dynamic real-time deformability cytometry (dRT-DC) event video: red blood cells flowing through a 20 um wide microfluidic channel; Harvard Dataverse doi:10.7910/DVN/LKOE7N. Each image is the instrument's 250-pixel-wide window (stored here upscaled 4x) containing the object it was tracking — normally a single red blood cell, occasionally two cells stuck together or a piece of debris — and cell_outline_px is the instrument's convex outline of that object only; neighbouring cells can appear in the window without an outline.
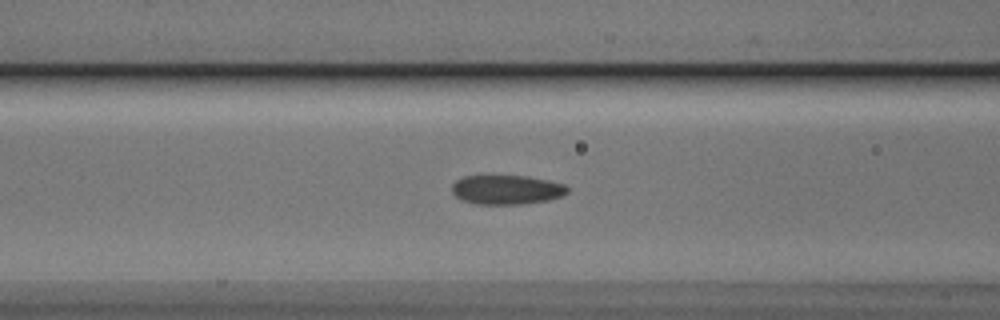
{"species": "Egyptian fruit bat (a non-hibernating species)", "species_latin": "Rousettus aegyptiacus", "temperature_condition": "cold", "stored_images_in_passage": 54, "camera_frame_rate_fps": 3000, "um_per_image_px": 0.085, "animal": {"sex": "male"}, "frame": {"image": 1, "passage_image": 22, "time_ms": 7.0, "image_size_px": [1000, 320], "cell_outline_px": [[568, 192], [560, 196], [548, 200], [524, 204], [476, 204], [460, 200], [452, 192], [452, 184], [456, 180], [464, 176], [524, 176], [548, 180], [564, 184], [568, 188]], "centroid_in_image_um": [43.04, 16.13], "position_along_channel_um": 123.6, "area_um2": 19.71}}
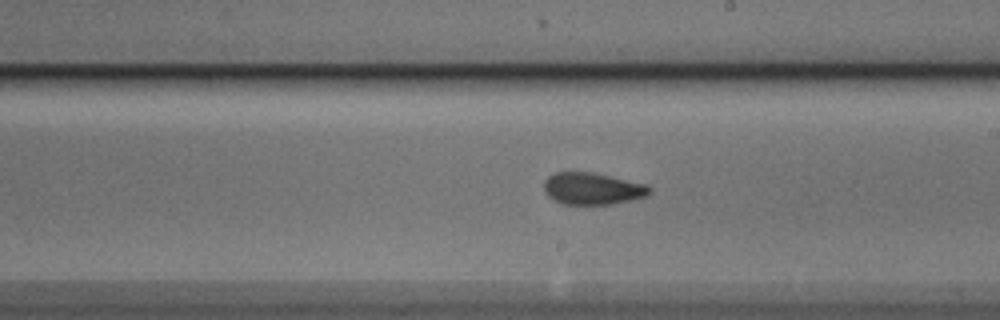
{"frame": {"image": 2, "passage_image": 31, "time_ms": 10.0, "image_size_px": [1000, 320], "cell_outline_px": [[652, 192], [644, 196], [632, 200], [612, 204], [560, 204], [548, 196], [544, 192], [544, 180], [548, 176], [556, 172], [592, 172], [644, 184], [652, 188]], "centroid_in_image_um": [50.32, 16.04], "position_along_channel_um": 238.7, "area_um2": 19.59}}
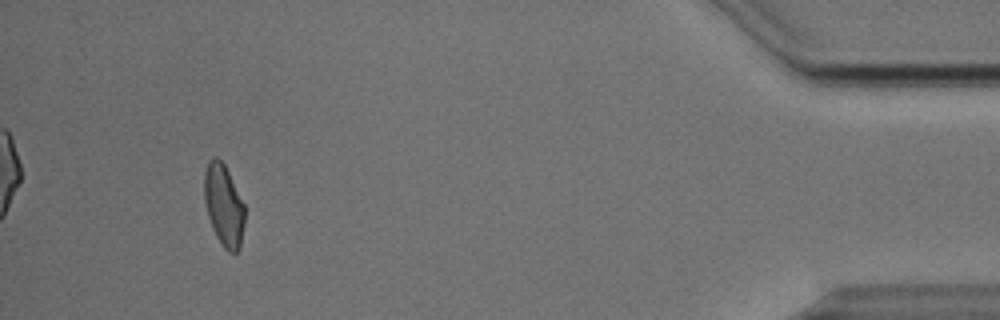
{"frame": {"image": 3, "passage_image": 50, "time_ms": 16.333, "image_size_px": [1000, 320], "cell_outline_px": [[244, 224], [240, 248], [236, 252], [228, 252], [224, 248], [216, 236], [212, 228], [208, 216], [204, 200], [204, 172], [208, 164], [216, 156], [224, 164], [244, 204]], "centroid_in_image_um": [19.01, 17.49], "position_along_channel_um": 416.2, "area_um2": 19.02}}